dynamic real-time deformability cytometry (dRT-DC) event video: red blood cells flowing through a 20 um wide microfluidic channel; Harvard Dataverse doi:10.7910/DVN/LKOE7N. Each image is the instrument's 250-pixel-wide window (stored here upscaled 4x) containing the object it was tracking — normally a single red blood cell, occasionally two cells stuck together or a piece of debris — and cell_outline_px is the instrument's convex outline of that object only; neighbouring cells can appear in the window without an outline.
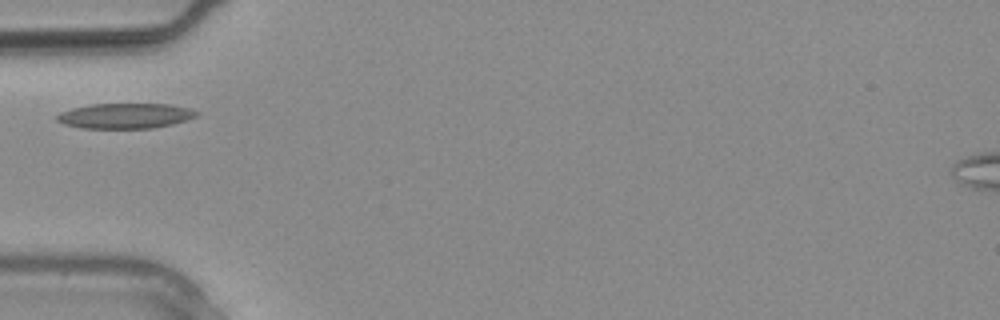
{"species": "common noctule bat (a hibernating species)", "species_latin": "Nyctalus noctula", "temperature_condition": "warm", "stored_images_in_passage": 4, "camera_frame_rate_fps": 3000, "um_per_image_px": 0.085, "animal": {"sex": "male", "body_mass_g": 20.4}, "frame": {"image": 1, "passage_image": 1, "time_ms": 0.0, "image_size_px": [1000, 320], "cell_outline_px": [[200, 112], [196, 116], [172, 124], [152, 128], [80, 128], [64, 124], [56, 120], [56, 116], [60, 112], [72, 108], [92, 104], [168, 104], [188, 108]], "centroid_in_image_um": [10.61, 9.84], "position_along_channel_um": 74.4, "area_um2": 20.4}}